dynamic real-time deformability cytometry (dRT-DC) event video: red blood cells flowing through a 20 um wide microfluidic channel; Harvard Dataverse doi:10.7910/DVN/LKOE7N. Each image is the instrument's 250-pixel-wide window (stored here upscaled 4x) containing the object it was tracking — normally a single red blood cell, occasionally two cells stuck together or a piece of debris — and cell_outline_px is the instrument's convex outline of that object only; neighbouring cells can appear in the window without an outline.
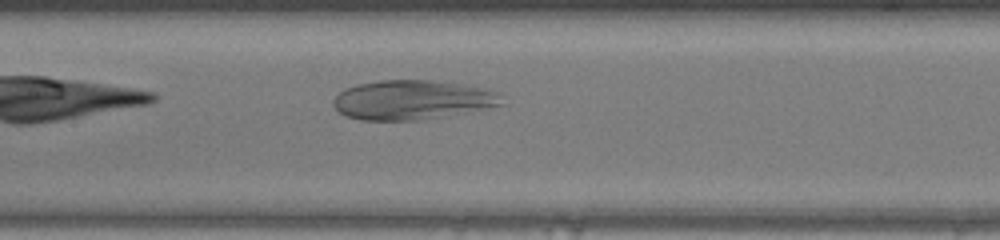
{"species": "human", "species_latin": "Homo sapiens", "temperature_condition": "warm", "stored_images_in_passage": 30, "camera_frame_rate_fps": 3000, "um_per_image_px": 0.085, "donor": {"sex": "female"}, "frame": {"image": 1, "passage_image": 10, "time_ms": 3.0, "image_size_px": [1000, 240], "cell_outline_px": [[504, 104], [424, 120], [360, 120], [344, 116], [336, 112], [332, 104], [332, 100], [344, 88], [356, 84], [380, 80], [432, 80], [464, 84], [492, 88], [500, 92]], "centroid_in_image_um": [35.03, 8.48], "position_along_channel_um": 172.4, "area_um2": 39.3}}
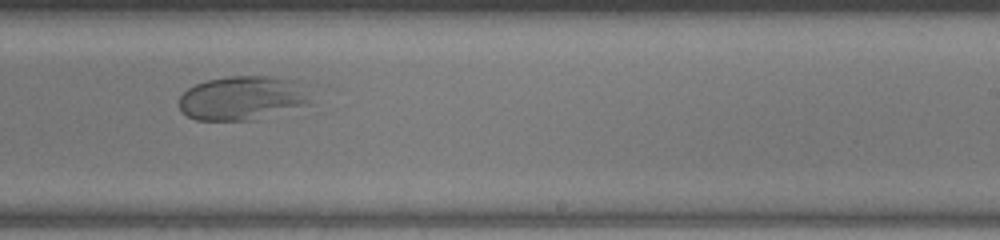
{"frame": {"image": 2, "passage_image": 17, "time_ms": 5.333, "image_size_px": [1000, 240], "cell_outline_px": [[316, 104], [256, 120], [196, 120], [180, 112], [180, 96], [188, 88], [196, 84], [208, 80], [228, 76], [276, 76], [300, 80]], "centroid_in_image_um": [20.73, 8.33], "position_along_channel_um": 268.3, "area_um2": 34.8}}
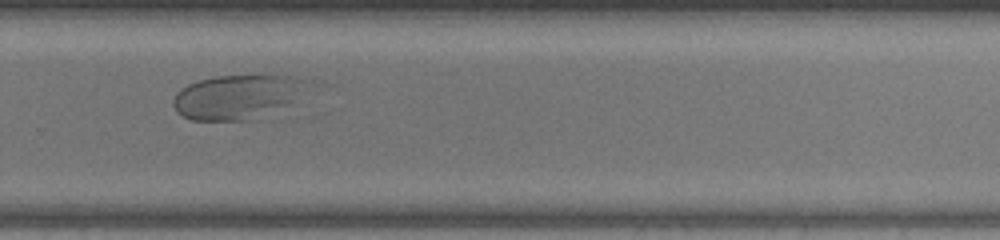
{"frame": {"image": 3, "passage_image": 20, "time_ms": 6.333, "image_size_px": [1000, 240], "cell_outline_px": [[324, 84], [280, 120], [192, 120], [176, 112], [172, 104], [172, 100], [176, 92], [180, 88], [196, 80], [216, 76], [296, 76], [324, 80]], "centroid_in_image_um": [20.69, 8.27], "position_along_channel_um": 309.1, "area_um2": 39.19}}